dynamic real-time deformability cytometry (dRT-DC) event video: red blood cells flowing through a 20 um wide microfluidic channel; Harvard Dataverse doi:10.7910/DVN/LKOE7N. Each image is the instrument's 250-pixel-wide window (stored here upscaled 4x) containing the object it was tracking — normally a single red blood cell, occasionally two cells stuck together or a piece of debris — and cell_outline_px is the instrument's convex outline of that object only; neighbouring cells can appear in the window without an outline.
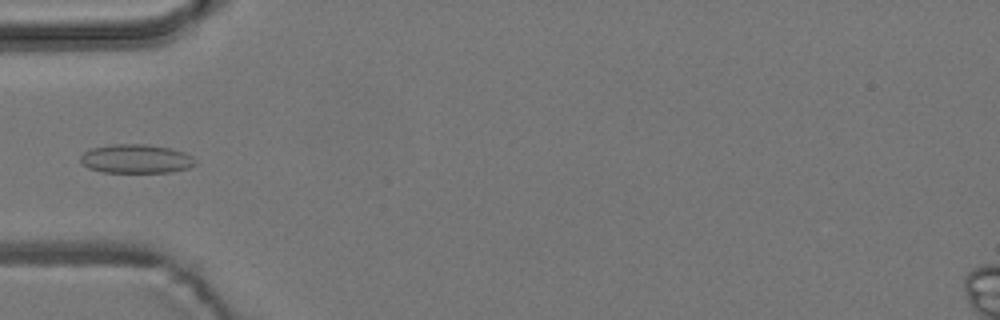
{"species": "common noctule bat (a hibernating species)", "species_latin": "Nyctalus noctula", "temperature_condition": "room temperature", "stored_images_in_passage": 4, "camera_frame_rate_fps": 3000, "um_per_image_px": 0.085, "animal": {"sex": "male", "body_mass_g": 19.2, "forearm_length_mm": 51.8}, "frame": {"image": 1, "passage_image": 3, "time_ms": 2.333, "image_size_px": [1000, 320], "cell_outline_px": [[196, 164], [188, 168], [172, 172], [104, 172], [88, 168], [80, 164], [80, 156], [84, 152], [92, 148], [112, 144], [144, 144], [168, 148], [184, 152], [192, 156], [196, 160]], "centroid_in_image_um": [11.55, 13.5], "position_along_channel_um": 73.5, "area_um2": 19.36}}
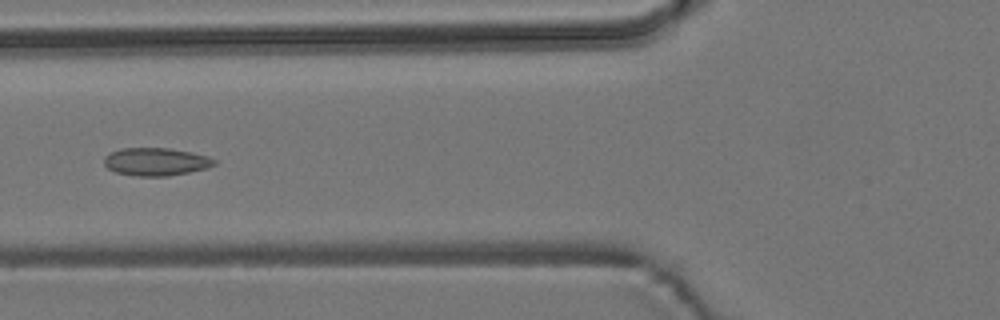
{"frame": {"image": 2, "passage_image": 4, "time_ms": 3.333, "image_size_px": [1000, 320], "cell_outline_px": [[216, 164], [208, 168], [168, 176], [136, 176], [116, 172], [108, 168], [104, 164], [104, 156], [120, 148], [172, 148], [192, 152], [208, 156], [216, 160]], "centroid_in_image_um": [13.27, 13.74], "position_along_channel_um": 112.5, "area_um2": 17.98}}